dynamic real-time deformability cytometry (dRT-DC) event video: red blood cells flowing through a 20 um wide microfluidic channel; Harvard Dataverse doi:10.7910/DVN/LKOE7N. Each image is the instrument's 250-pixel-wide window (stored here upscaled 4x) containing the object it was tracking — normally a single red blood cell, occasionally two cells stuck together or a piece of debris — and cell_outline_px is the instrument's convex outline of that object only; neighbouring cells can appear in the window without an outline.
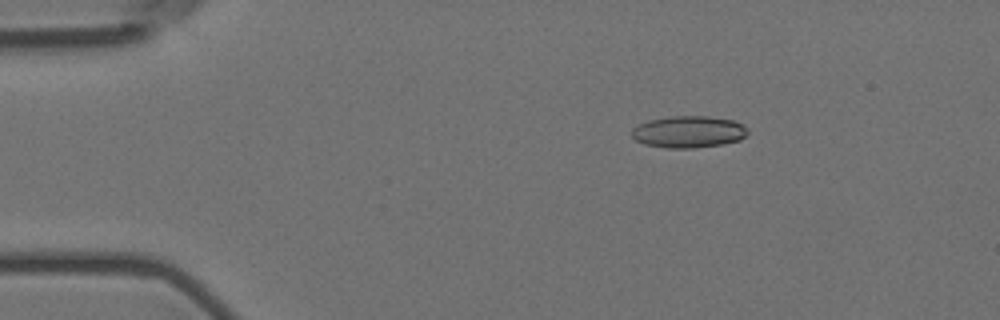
{"species": "Egyptian fruit bat (a non-hibernating species)", "species_latin": "Rousettus aegyptiacus", "temperature_condition": "room temperature", "stored_images_in_passage": 15, "camera_frame_rate_fps": 3000, "um_per_image_px": 0.085, "animal": {"sex": "female"}, "frame": {"image": 1, "passage_image": 10, "time_ms": 3.0, "image_size_px": [1000, 320], "cell_outline_px": [[748, 132], [740, 140], [720, 144], [692, 148], [668, 148], [644, 144], [636, 140], [632, 136], [632, 128], [648, 120], [672, 116], [708, 116], [732, 120], [744, 124], [748, 128]], "centroid_in_image_um": [58.54, 11.2], "position_along_channel_um": 26.5, "area_um2": 21.44}}